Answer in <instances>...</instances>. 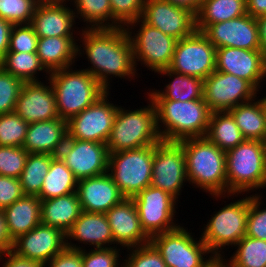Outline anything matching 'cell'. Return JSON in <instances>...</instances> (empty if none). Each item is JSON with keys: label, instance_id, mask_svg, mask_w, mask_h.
I'll use <instances>...</instances> for the list:
<instances>
[{"label": "cell", "instance_id": "1", "mask_svg": "<svg viewBox=\"0 0 266 267\" xmlns=\"http://www.w3.org/2000/svg\"><path fill=\"white\" fill-rule=\"evenodd\" d=\"M78 43V58L86 55L88 65H91L84 70L107 91H110L114 77L126 81L139 78V69L135 66L132 44L125 27L82 28Z\"/></svg>", "mask_w": 266, "mask_h": 267}, {"label": "cell", "instance_id": "2", "mask_svg": "<svg viewBox=\"0 0 266 267\" xmlns=\"http://www.w3.org/2000/svg\"><path fill=\"white\" fill-rule=\"evenodd\" d=\"M178 143L184 150L187 178L192 188L208 196L227 194L225 152L206 137L187 138Z\"/></svg>", "mask_w": 266, "mask_h": 267}, {"label": "cell", "instance_id": "3", "mask_svg": "<svg viewBox=\"0 0 266 267\" xmlns=\"http://www.w3.org/2000/svg\"><path fill=\"white\" fill-rule=\"evenodd\" d=\"M241 194L209 195L213 200L232 198V202L226 203L224 207L215 210L210 215L202 231L200 230L202 241L206 244L211 255L217 260L225 258L224 250L228 251L246 236L247 215L249 212V194L241 197ZM245 196V197H244ZM230 197V198H229ZM234 197L240 199L235 200ZM234 199V201H233ZM227 246V248H226ZM224 255V256H223Z\"/></svg>", "mask_w": 266, "mask_h": 267}, {"label": "cell", "instance_id": "4", "mask_svg": "<svg viewBox=\"0 0 266 267\" xmlns=\"http://www.w3.org/2000/svg\"><path fill=\"white\" fill-rule=\"evenodd\" d=\"M152 101L162 141L179 142L187 138L205 137L212 112L204 99Z\"/></svg>", "mask_w": 266, "mask_h": 267}, {"label": "cell", "instance_id": "5", "mask_svg": "<svg viewBox=\"0 0 266 267\" xmlns=\"http://www.w3.org/2000/svg\"><path fill=\"white\" fill-rule=\"evenodd\" d=\"M145 101L148 105L139 109H126L119 105L106 142L109 153L139 149L162 141L157 128L154 102L149 96Z\"/></svg>", "mask_w": 266, "mask_h": 267}, {"label": "cell", "instance_id": "6", "mask_svg": "<svg viewBox=\"0 0 266 267\" xmlns=\"http://www.w3.org/2000/svg\"><path fill=\"white\" fill-rule=\"evenodd\" d=\"M225 156L227 194L257 195L261 188L265 189L266 142L244 140Z\"/></svg>", "mask_w": 266, "mask_h": 267}, {"label": "cell", "instance_id": "7", "mask_svg": "<svg viewBox=\"0 0 266 267\" xmlns=\"http://www.w3.org/2000/svg\"><path fill=\"white\" fill-rule=\"evenodd\" d=\"M74 68L53 71L48 77L55 93L58 115L65 121L81 113L107 92L88 71Z\"/></svg>", "mask_w": 266, "mask_h": 267}, {"label": "cell", "instance_id": "8", "mask_svg": "<svg viewBox=\"0 0 266 267\" xmlns=\"http://www.w3.org/2000/svg\"><path fill=\"white\" fill-rule=\"evenodd\" d=\"M190 231L182 224L175 230L150 238L167 267H211L217 261L201 236L194 238L195 233Z\"/></svg>", "mask_w": 266, "mask_h": 267}, {"label": "cell", "instance_id": "9", "mask_svg": "<svg viewBox=\"0 0 266 267\" xmlns=\"http://www.w3.org/2000/svg\"><path fill=\"white\" fill-rule=\"evenodd\" d=\"M125 29L132 44L136 67L141 63V67L154 71V74L170 67L177 39L150 26L141 18L127 24Z\"/></svg>", "mask_w": 266, "mask_h": 267}, {"label": "cell", "instance_id": "10", "mask_svg": "<svg viewBox=\"0 0 266 267\" xmlns=\"http://www.w3.org/2000/svg\"><path fill=\"white\" fill-rule=\"evenodd\" d=\"M155 145L109 153L108 173L126 198L150 186Z\"/></svg>", "mask_w": 266, "mask_h": 267}, {"label": "cell", "instance_id": "11", "mask_svg": "<svg viewBox=\"0 0 266 267\" xmlns=\"http://www.w3.org/2000/svg\"><path fill=\"white\" fill-rule=\"evenodd\" d=\"M132 200L136 205L141 227L150 238L182 225L174 218L178 214L176 208L180 199L177 200L168 192L150 185L133 196Z\"/></svg>", "mask_w": 266, "mask_h": 267}, {"label": "cell", "instance_id": "12", "mask_svg": "<svg viewBox=\"0 0 266 267\" xmlns=\"http://www.w3.org/2000/svg\"><path fill=\"white\" fill-rule=\"evenodd\" d=\"M216 47L202 31L177 41L169 70L205 80L215 71Z\"/></svg>", "mask_w": 266, "mask_h": 267}, {"label": "cell", "instance_id": "13", "mask_svg": "<svg viewBox=\"0 0 266 267\" xmlns=\"http://www.w3.org/2000/svg\"><path fill=\"white\" fill-rule=\"evenodd\" d=\"M110 93L107 91L95 103L67 121L69 138L106 144L119 107L109 101L112 98L109 97Z\"/></svg>", "mask_w": 266, "mask_h": 267}, {"label": "cell", "instance_id": "14", "mask_svg": "<svg viewBox=\"0 0 266 267\" xmlns=\"http://www.w3.org/2000/svg\"><path fill=\"white\" fill-rule=\"evenodd\" d=\"M185 183L189 181L182 146L178 142L166 141L155 144L150 185L168 192L178 200Z\"/></svg>", "mask_w": 266, "mask_h": 267}, {"label": "cell", "instance_id": "15", "mask_svg": "<svg viewBox=\"0 0 266 267\" xmlns=\"http://www.w3.org/2000/svg\"><path fill=\"white\" fill-rule=\"evenodd\" d=\"M261 94L249 81L233 74L212 72L204 80L203 99L211 112H224Z\"/></svg>", "mask_w": 266, "mask_h": 267}, {"label": "cell", "instance_id": "16", "mask_svg": "<svg viewBox=\"0 0 266 267\" xmlns=\"http://www.w3.org/2000/svg\"><path fill=\"white\" fill-rule=\"evenodd\" d=\"M58 156L78 181L108 172L109 151L105 143L67 136Z\"/></svg>", "mask_w": 266, "mask_h": 267}, {"label": "cell", "instance_id": "17", "mask_svg": "<svg viewBox=\"0 0 266 267\" xmlns=\"http://www.w3.org/2000/svg\"><path fill=\"white\" fill-rule=\"evenodd\" d=\"M215 70L246 79L261 92L266 81V56L261 50L216 48Z\"/></svg>", "mask_w": 266, "mask_h": 267}, {"label": "cell", "instance_id": "18", "mask_svg": "<svg viewBox=\"0 0 266 267\" xmlns=\"http://www.w3.org/2000/svg\"><path fill=\"white\" fill-rule=\"evenodd\" d=\"M141 19L177 40L197 30L196 15L193 12L165 0H145Z\"/></svg>", "mask_w": 266, "mask_h": 267}, {"label": "cell", "instance_id": "19", "mask_svg": "<svg viewBox=\"0 0 266 267\" xmlns=\"http://www.w3.org/2000/svg\"><path fill=\"white\" fill-rule=\"evenodd\" d=\"M203 33L216 48L231 47L260 50L256 18L249 14L210 24Z\"/></svg>", "mask_w": 266, "mask_h": 267}, {"label": "cell", "instance_id": "20", "mask_svg": "<svg viewBox=\"0 0 266 267\" xmlns=\"http://www.w3.org/2000/svg\"><path fill=\"white\" fill-rule=\"evenodd\" d=\"M14 112L28 124L60 118L49 79L24 82Z\"/></svg>", "mask_w": 266, "mask_h": 267}, {"label": "cell", "instance_id": "21", "mask_svg": "<svg viewBox=\"0 0 266 267\" xmlns=\"http://www.w3.org/2000/svg\"><path fill=\"white\" fill-rule=\"evenodd\" d=\"M66 247V234L55 227L39 224L14 240L12 251L44 265Z\"/></svg>", "mask_w": 266, "mask_h": 267}, {"label": "cell", "instance_id": "22", "mask_svg": "<svg viewBox=\"0 0 266 267\" xmlns=\"http://www.w3.org/2000/svg\"><path fill=\"white\" fill-rule=\"evenodd\" d=\"M68 2L37 3L30 25L38 38L78 37L81 27L75 25L79 22Z\"/></svg>", "mask_w": 266, "mask_h": 267}, {"label": "cell", "instance_id": "23", "mask_svg": "<svg viewBox=\"0 0 266 267\" xmlns=\"http://www.w3.org/2000/svg\"><path fill=\"white\" fill-rule=\"evenodd\" d=\"M105 214L114 238V247H122L126 250L150 243V237L141 227L138 211L132 198H125Z\"/></svg>", "mask_w": 266, "mask_h": 267}, {"label": "cell", "instance_id": "24", "mask_svg": "<svg viewBox=\"0 0 266 267\" xmlns=\"http://www.w3.org/2000/svg\"><path fill=\"white\" fill-rule=\"evenodd\" d=\"M66 246L77 250H85L86 247L93 249L114 247V238L106 214L82 211L66 233Z\"/></svg>", "mask_w": 266, "mask_h": 267}, {"label": "cell", "instance_id": "25", "mask_svg": "<svg viewBox=\"0 0 266 267\" xmlns=\"http://www.w3.org/2000/svg\"><path fill=\"white\" fill-rule=\"evenodd\" d=\"M76 193L82 211L91 213L105 214L126 198L108 172L79 180Z\"/></svg>", "mask_w": 266, "mask_h": 267}, {"label": "cell", "instance_id": "26", "mask_svg": "<svg viewBox=\"0 0 266 267\" xmlns=\"http://www.w3.org/2000/svg\"><path fill=\"white\" fill-rule=\"evenodd\" d=\"M67 136V121L61 118L30 123L23 148L28 153H49L58 156Z\"/></svg>", "mask_w": 266, "mask_h": 267}, {"label": "cell", "instance_id": "27", "mask_svg": "<svg viewBox=\"0 0 266 267\" xmlns=\"http://www.w3.org/2000/svg\"><path fill=\"white\" fill-rule=\"evenodd\" d=\"M76 38L78 37L38 38L36 54L49 73L75 66V61H78Z\"/></svg>", "mask_w": 266, "mask_h": 267}, {"label": "cell", "instance_id": "28", "mask_svg": "<svg viewBox=\"0 0 266 267\" xmlns=\"http://www.w3.org/2000/svg\"><path fill=\"white\" fill-rule=\"evenodd\" d=\"M160 76L164 75L167 84L161 90L151 88L146 96L151 100H174V101H190L203 99L204 80L198 77L187 76L175 73L169 69H163L157 72Z\"/></svg>", "mask_w": 266, "mask_h": 267}, {"label": "cell", "instance_id": "29", "mask_svg": "<svg viewBox=\"0 0 266 267\" xmlns=\"http://www.w3.org/2000/svg\"><path fill=\"white\" fill-rule=\"evenodd\" d=\"M2 210L13 240L41 224V200L37 196L23 195Z\"/></svg>", "mask_w": 266, "mask_h": 267}, {"label": "cell", "instance_id": "30", "mask_svg": "<svg viewBox=\"0 0 266 267\" xmlns=\"http://www.w3.org/2000/svg\"><path fill=\"white\" fill-rule=\"evenodd\" d=\"M82 213L76 192L41 200V224L58 228L65 234Z\"/></svg>", "mask_w": 266, "mask_h": 267}, {"label": "cell", "instance_id": "31", "mask_svg": "<svg viewBox=\"0 0 266 267\" xmlns=\"http://www.w3.org/2000/svg\"><path fill=\"white\" fill-rule=\"evenodd\" d=\"M260 95L241 103L228 112L232 115L245 140L266 142V107Z\"/></svg>", "mask_w": 266, "mask_h": 267}, {"label": "cell", "instance_id": "32", "mask_svg": "<svg viewBox=\"0 0 266 267\" xmlns=\"http://www.w3.org/2000/svg\"><path fill=\"white\" fill-rule=\"evenodd\" d=\"M247 14L246 0H204L196 15V28L204 31L210 24Z\"/></svg>", "mask_w": 266, "mask_h": 267}, {"label": "cell", "instance_id": "33", "mask_svg": "<svg viewBox=\"0 0 266 267\" xmlns=\"http://www.w3.org/2000/svg\"><path fill=\"white\" fill-rule=\"evenodd\" d=\"M78 180L59 156L50 165L48 174L44 177L40 200L57 198L76 192Z\"/></svg>", "mask_w": 266, "mask_h": 267}, {"label": "cell", "instance_id": "34", "mask_svg": "<svg viewBox=\"0 0 266 267\" xmlns=\"http://www.w3.org/2000/svg\"><path fill=\"white\" fill-rule=\"evenodd\" d=\"M205 137L227 152L245 139L228 111L212 112Z\"/></svg>", "mask_w": 266, "mask_h": 267}, {"label": "cell", "instance_id": "35", "mask_svg": "<svg viewBox=\"0 0 266 267\" xmlns=\"http://www.w3.org/2000/svg\"><path fill=\"white\" fill-rule=\"evenodd\" d=\"M0 67L5 72L20 78L23 82L40 81V79H43L39 78L40 73H44L45 79H48L50 75L41 64L36 52L7 51L4 58L0 61Z\"/></svg>", "mask_w": 266, "mask_h": 267}, {"label": "cell", "instance_id": "36", "mask_svg": "<svg viewBox=\"0 0 266 267\" xmlns=\"http://www.w3.org/2000/svg\"><path fill=\"white\" fill-rule=\"evenodd\" d=\"M230 258H223L225 267H266V241L245 236L235 246Z\"/></svg>", "mask_w": 266, "mask_h": 267}, {"label": "cell", "instance_id": "37", "mask_svg": "<svg viewBox=\"0 0 266 267\" xmlns=\"http://www.w3.org/2000/svg\"><path fill=\"white\" fill-rule=\"evenodd\" d=\"M55 157L49 153H29L22 174L18 178L24 195L40 194L44 177L48 174Z\"/></svg>", "mask_w": 266, "mask_h": 267}, {"label": "cell", "instance_id": "38", "mask_svg": "<svg viewBox=\"0 0 266 267\" xmlns=\"http://www.w3.org/2000/svg\"><path fill=\"white\" fill-rule=\"evenodd\" d=\"M82 28H112L110 0H69Z\"/></svg>", "mask_w": 266, "mask_h": 267}, {"label": "cell", "instance_id": "39", "mask_svg": "<svg viewBox=\"0 0 266 267\" xmlns=\"http://www.w3.org/2000/svg\"><path fill=\"white\" fill-rule=\"evenodd\" d=\"M28 123L15 112L0 115V146L23 147Z\"/></svg>", "mask_w": 266, "mask_h": 267}, {"label": "cell", "instance_id": "40", "mask_svg": "<svg viewBox=\"0 0 266 267\" xmlns=\"http://www.w3.org/2000/svg\"><path fill=\"white\" fill-rule=\"evenodd\" d=\"M262 193L249 194L246 236L266 241V207H263L265 204L262 201L264 199Z\"/></svg>", "mask_w": 266, "mask_h": 267}, {"label": "cell", "instance_id": "41", "mask_svg": "<svg viewBox=\"0 0 266 267\" xmlns=\"http://www.w3.org/2000/svg\"><path fill=\"white\" fill-rule=\"evenodd\" d=\"M36 5L35 0H0V18L13 25L30 24Z\"/></svg>", "mask_w": 266, "mask_h": 267}, {"label": "cell", "instance_id": "42", "mask_svg": "<svg viewBox=\"0 0 266 267\" xmlns=\"http://www.w3.org/2000/svg\"><path fill=\"white\" fill-rule=\"evenodd\" d=\"M123 267H167L161 254L151 244L128 248ZM129 253V254H128Z\"/></svg>", "mask_w": 266, "mask_h": 267}, {"label": "cell", "instance_id": "43", "mask_svg": "<svg viewBox=\"0 0 266 267\" xmlns=\"http://www.w3.org/2000/svg\"><path fill=\"white\" fill-rule=\"evenodd\" d=\"M145 0H110L112 28L125 27L142 17Z\"/></svg>", "mask_w": 266, "mask_h": 267}, {"label": "cell", "instance_id": "44", "mask_svg": "<svg viewBox=\"0 0 266 267\" xmlns=\"http://www.w3.org/2000/svg\"><path fill=\"white\" fill-rule=\"evenodd\" d=\"M28 155L23 147L0 146V175L19 178Z\"/></svg>", "mask_w": 266, "mask_h": 267}, {"label": "cell", "instance_id": "45", "mask_svg": "<svg viewBox=\"0 0 266 267\" xmlns=\"http://www.w3.org/2000/svg\"><path fill=\"white\" fill-rule=\"evenodd\" d=\"M122 250L121 247L82 250L83 267H123Z\"/></svg>", "mask_w": 266, "mask_h": 267}, {"label": "cell", "instance_id": "46", "mask_svg": "<svg viewBox=\"0 0 266 267\" xmlns=\"http://www.w3.org/2000/svg\"><path fill=\"white\" fill-rule=\"evenodd\" d=\"M23 83L0 67V115L14 112Z\"/></svg>", "mask_w": 266, "mask_h": 267}, {"label": "cell", "instance_id": "47", "mask_svg": "<svg viewBox=\"0 0 266 267\" xmlns=\"http://www.w3.org/2000/svg\"><path fill=\"white\" fill-rule=\"evenodd\" d=\"M38 36L30 24L13 25L10 33L8 51L36 52Z\"/></svg>", "mask_w": 266, "mask_h": 267}, {"label": "cell", "instance_id": "48", "mask_svg": "<svg viewBox=\"0 0 266 267\" xmlns=\"http://www.w3.org/2000/svg\"><path fill=\"white\" fill-rule=\"evenodd\" d=\"M23 195L18 178L0 175V209L11 205Z\"/></svg>", "mask_w": 266, "mask_h": 267}, {"label": "cell", "instance_id": "49", "mask_svg": "<svg viewBox=\"0 0 266 267\" xmlns=\"http://www.w3.org/2000/svg\"><path fill=\"white\" fill-rule=\"evenodd\" d=\"M83 267L82 250L65 247L45 267Z\"/></svg>", "mask_w": 266, "mask_h": 267}, {"label": "cell", "instance_id": "50", "mask_svg": "<svg viewBox=\"0 0 266 267\" xmlns=\"http://www.w3.org/2000/svg\"><path fill=\"white\" fill-rule=\"evenodd\" d=\"M0 263L1 267H45L42 262L21 257L12 250L0 254Z\"/></svg>", "mask_w": 266, "mask_h": 267}, {"label": "cell", "instance_id": "51", "mask_svg": "<svg viewBox=\"0 0 266 267\" xmlns=\"http://www.w3.org/2000/svg\"><path fill=\"white\" fill-rule=\"evenodd\" d=\"M13 243L14 240L9 233L4 212L0 209V254L12 250Z\"/></svg>", "mask_w": 266, "mask_h": 267}, {"label": "cell", "instance_id": "52", "mask_svg": "<svg viewBox=\"0 0 266 267\" xmlns=\"http://www.w3.org/2000/svg\"><path fill=\"white\" fill-rule=\"evenodd\" d=\"M12 27V23L0 18V61L8 51Z\"/></svg>", "mask_w": 266, "mask_h": 267}, {"label": "cell", "instance_id": "53", "mask_svg": "<svg viewBox=\"0 0 266 267\" xmlns=\"http://www.w3.org/2000/svg\"><path fill=\"white\" fill-rule=\"evenodd\" d=\"M246 10L254 18L266 15V0H246Z\"/></svg>", "mask_w": 266, "mask_h": 267}, {"label": "cell", "instance_id": "54", "mask_svg": "<svg viewBox=\"0 0 266 267\" xmlns=\"http://www.w3.org/2000/svg\"><path fill=\"white\" fill-rule=\"evenodd\" d=\"M169 3L187 9L191 12H193L195 15L198 14V11L200 9L201 3L199 0H165Z\"/></svg>", "mask_w": 266, "mask_h": 267}, {"label": "cell", "instance_id": "55", "mask_svg": "<svg viewBox=\"0 0 266 267\" xmlns=\"http://www.w3.org/2000/svg\"><path fill=\"white\" fill-rule=\"evenodd\" d=\"M259 39H260V50L266 56V15L256 18Z\"/></svg>", "mask_w": 266, "mask_h": 267}, {"label": "cell", "instance_id": "56", "mask_svg": "<svg viewBox=\"0 0 266 267\" xmlns=\"http://www.w3.org/2000/svg\"><path fill=\"white\" fill-rule=\"evenodd\" d=\"M37 3H57V2H66L69 0H35Z\"/></svg>", "mask_w": 266, "mask_h": 267}, {"label": "cell", "instance_id": "57", "mask_svg": "<svg viewBox=\"0 0 266 267\" xmlns=\"http://www.w3.org/2000/svg\"><path fill=\"white\" fill-rule=\"evenodd\" d=\"M211 267H225L221 260H217Z\"/></svg>", "mask_w": 266, "mask_h": 267}, {"label": "cell", "instance_id": "58", "mask_svg": "<svg viewBox=\"0 0 266 267\" xmlns=\"http://www.w3.org/2000/svg\"><path fill=\"white\" fill-rule=\"evenodd\" d=\"M263 100H264V104H265V107H266V95L262 97Z\"/></svg>", "mask_w": 266, "mask_h": 267}]
</instances>
